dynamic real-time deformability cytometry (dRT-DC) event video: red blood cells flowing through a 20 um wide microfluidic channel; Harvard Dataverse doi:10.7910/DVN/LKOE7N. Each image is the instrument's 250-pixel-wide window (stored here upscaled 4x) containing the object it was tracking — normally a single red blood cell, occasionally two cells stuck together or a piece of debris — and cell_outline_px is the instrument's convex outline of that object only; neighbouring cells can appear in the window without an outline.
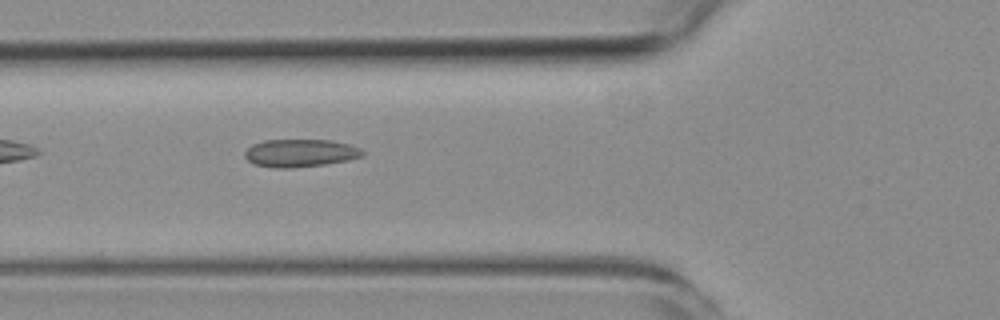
{"species": "common noctule bat (a hibernating species)", "species_latin": "Nyctalus noctula", "temperature_condition": "room temperature", "stored_images_in_passage": 2, "camera_frame_rate_fps": 3000, "um_per_image_px": 0.085, "animal": {"sex": "female", "body_mass_g": 19.3, "forearm_length_mm": 54.1}, "frame": {"image": 1, "passage_image": 2, "time_ms": 1.333, "image_size_px": [1000, 320], "cell_outline_px": [[364, 156], [348, 160], [324, 164], [292, 168], [276, 168], [252, 164], [244, 156], [244, 152], [252, 144], [264, 140], [332, 140], [348, 144], [360, 148], [364, 152]], "centroid_in_image_um": [25.5, 13.01], "position_along_channel_um": 100.3, "area_um2": 19.13}}